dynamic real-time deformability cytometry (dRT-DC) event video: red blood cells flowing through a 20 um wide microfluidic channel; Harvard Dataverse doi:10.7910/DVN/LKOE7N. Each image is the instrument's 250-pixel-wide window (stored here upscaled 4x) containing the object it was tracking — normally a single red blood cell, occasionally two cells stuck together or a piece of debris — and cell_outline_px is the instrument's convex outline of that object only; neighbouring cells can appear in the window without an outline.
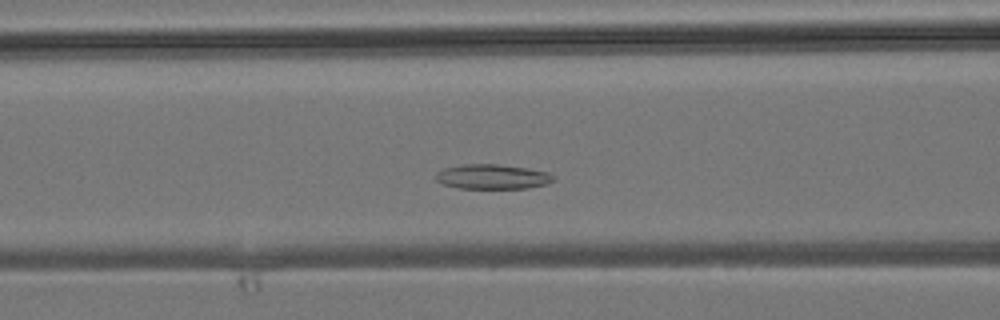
{"species": "common noctule bat (a hibernating species)", "species_latin": "Nyctalus noctula", "temperature_condition": "room temperature", "stored_images_in_passage": 40, "camera_frame_rate_fps": 3000, "um_per_image_px": 0.085, "animal": {"sex": "male", "body_mass_g": 19.2, "forearm_length_mm": 51.8}, "frame": {"image": 1, "passage_image": 13, "time_ms": 4.0, "image_size_px": [1000, 320], "cell_outline_px": [[556, 180], [548, 184], [528, 188], [460, 188], [440, 184], [436, 180], [436, 172], [444, 168], [460, 164], [500, 164], [528, 168], [548, 172], [556, 176]], "centroid_in_image_um": [41.88, 15.01], "position_along_channel_um": 124.7, "area_um2": 17.28}}
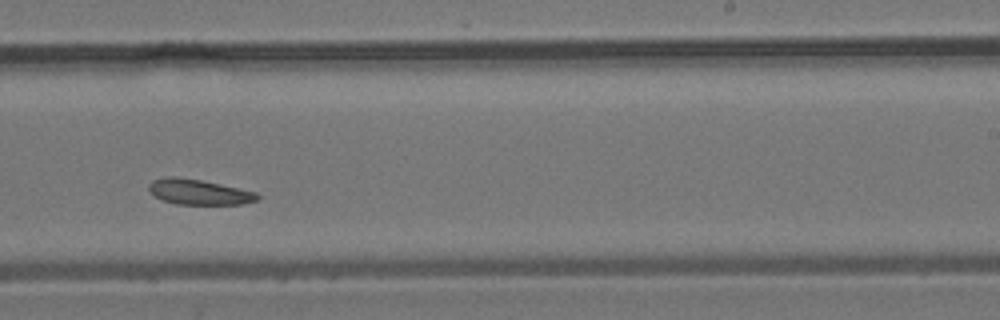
{"frame": {"image": 2, "passage_image": 23, "time_ms": 7.333, "image_size_px": [1000, 320], "cell_outline_px": [[260, 200], [244, 204], [176, 204], [164, 200], [156, 196], [148, 188], [148, 184], [152, 180], [164, 176], [176, 176], [200, 180], [220, 184], [256, 192], [260, 196]], "centroid_in_image_um": [16.92, 16.31], "position_along_channel_um": 272.1, "area_um2": 16.01}}
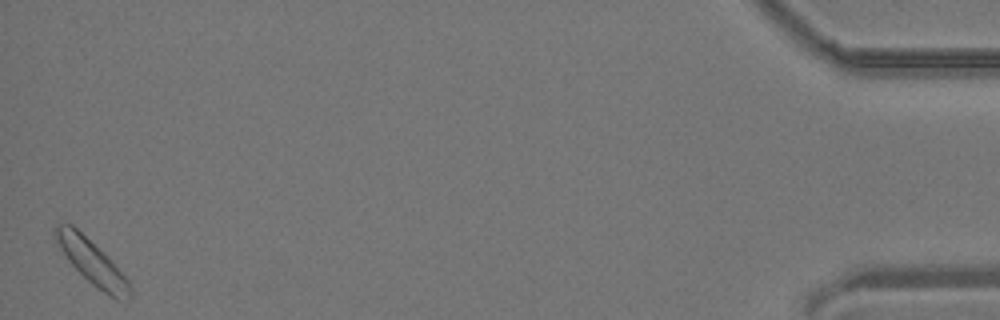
{"frame": {"image": 3, "passage_image": 40, "time_ms": 13.0, "image_size_px": [1000, 320], "cell_outline_px": [[132, 296], [128, 300], [116, 300], [96, 288], [68, 260], [52, 236], [52, 228], [56, 224], [72, 224], [128, 280], [132, 288]], "centroid_in_image_um": [7.78, 22.31], "position_along_channel_um": 427.4, "area_um2": 18.61}}